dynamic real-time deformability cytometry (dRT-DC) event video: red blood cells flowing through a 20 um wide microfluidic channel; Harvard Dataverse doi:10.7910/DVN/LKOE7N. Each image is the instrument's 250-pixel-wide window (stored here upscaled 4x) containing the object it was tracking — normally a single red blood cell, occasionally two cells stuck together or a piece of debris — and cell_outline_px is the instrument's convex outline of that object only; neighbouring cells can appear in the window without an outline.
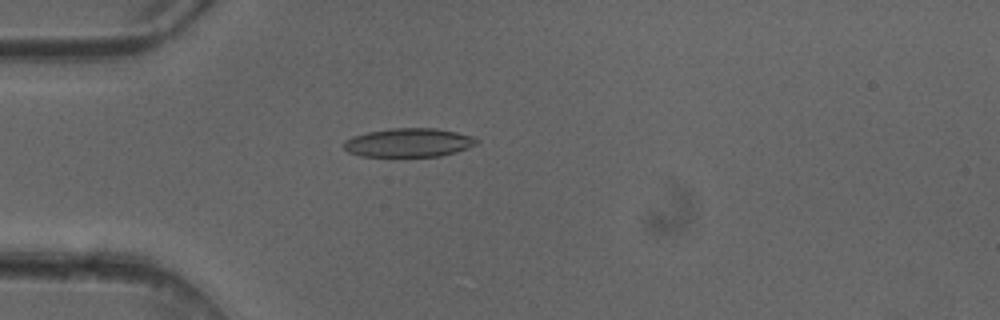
{"species": "common noctule bat (a hibernating species)", "species_latin": "Nyctalus noctula", "temperature_condition": "cold", "stored_images_in_passage": 4, "camera_frame_rate_fps": 3000, "um_per_image_px": 0.085, "animal": {"sex": "female"}, "frame": {"image": 1, "passage_image": 4, "time_ms": 1.0, "image_size_px": [1000, 320], "cell_outline_px": [[480, 140], [476, 144], [456, 152], [440, 156], [360, 156], [348, 152], [344, 148], [344, 140], [352, 136], [368, 132], [388, 128], [436, 128], [476, 136]], "centroid_in_image_um": [34.75, 12.11], "position_along_channel_um": 50.3, "area_um2": 22.37}}